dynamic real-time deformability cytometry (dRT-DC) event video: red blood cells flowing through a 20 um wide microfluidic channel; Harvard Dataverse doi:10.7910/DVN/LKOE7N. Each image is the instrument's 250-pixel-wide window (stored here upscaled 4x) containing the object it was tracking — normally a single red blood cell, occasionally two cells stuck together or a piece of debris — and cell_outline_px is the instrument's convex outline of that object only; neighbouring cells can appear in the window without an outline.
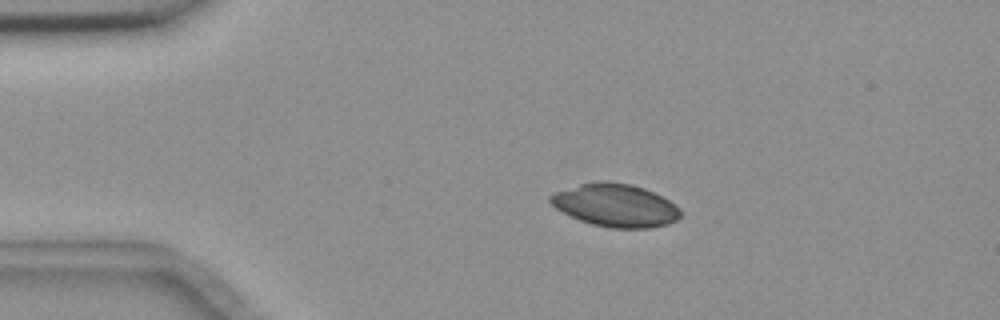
{"species": "common noctule bat (a hibernating species)", "species_latin": "Nyctalus noctula", "temperature_condition": "room temperature", "stored_images_in_passage": 3, "camera_frame_rate_fps": 3000, "um_per_image_px": 0.085, "animal": {"sex": "female", "body_mass_g": 18.4}, "frame": {"image": 1, "passage_image": 2, "time_ms": 1.333, "image_size_px": [1000, 320], "cell_outline_px": [[680, 216], [676, 220], [668, 224], [648, 228], [608, 228], [592, 224], [580, 220], [556, 208], [548, 200], [548, 196], [556, 192], [580, 184], [596, 180], [608, 180], [632, 184], [644, 188], [668, 200], [680, 208]], "centroid_in_image_um": [52.31, 17.44], "position_along_channel_um": 32.7, "area_um2": 32.48}}